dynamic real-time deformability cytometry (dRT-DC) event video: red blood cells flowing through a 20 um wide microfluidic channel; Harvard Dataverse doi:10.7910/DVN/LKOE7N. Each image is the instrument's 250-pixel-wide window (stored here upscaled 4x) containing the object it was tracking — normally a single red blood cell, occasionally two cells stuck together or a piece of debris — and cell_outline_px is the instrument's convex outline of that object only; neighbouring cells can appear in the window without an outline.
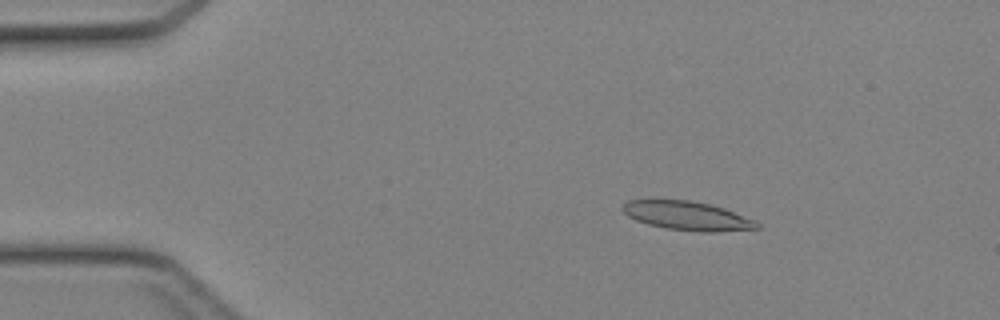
{"species": "Egyptian fruit bat (a non-hibernating species)", "species_latin": "Rousettus aegyptiacus", "temperature_condition": "cold", "stored_images_in_passage": 45, "camera_frame_rate_fps": 3000, "um_per_image_px": 0.085, "animal": {"sex": "female"}, "frame": {"image": 1, "passage_image": 8, "time_ms": 2.333, "image_size_px": [1000, 320], "cell_outline_px": [[760, 228], [716, 232], [700, 232], [664, 228], [648, 224], [636, 220], [628, 216], [620, 208], [628, 200], [648, 196], [692, 200], [724, 208], [756, 220], [760, 224]], "centroid_in_image_um": [58.33, 18.29], "position_along_channel_um": 26.7, "area_um2": 23.58}}
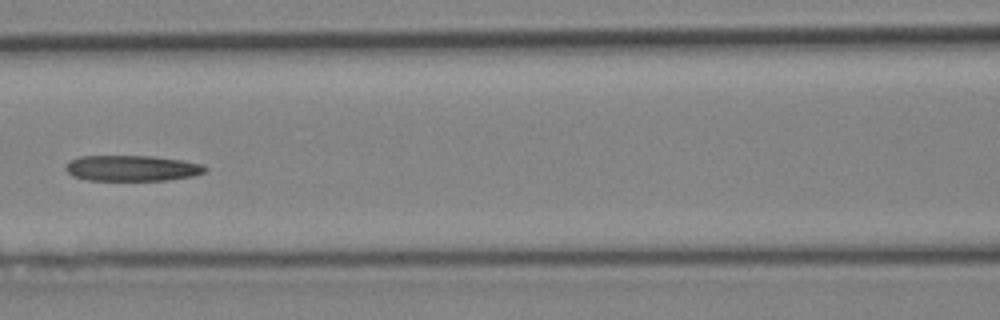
{"frame": {"image": 2, "passage_image": 21, "time_ms": 6.667, "image_size_px": [1000, 320], "cell_outline_px": [[208, 168], [204, 172], [196, 176], [168, 180], [88, 180], [72, 176], [64, 168], [72, 160], [80, 156], [152, 156], [184, 160], [204, 164]], "centroid_in_image_um": [11.29, 14.3], "position_along_channel_um": 155.3, "area_um2": 21.04}}
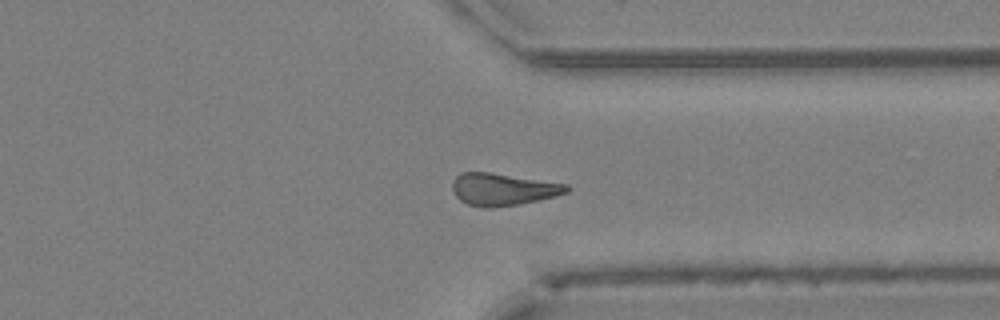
{"frame": {"image": 3, "passage_image": 35, "time_ms": 11.333, "image_size_px": [1000, 320], "cell_outline_px": [[572, 188], [568, 192], [556, 196], [520, 204], [488, 208], [484, 208], [468, 204], [460, 200], [456, 196], [452, 188], [452, 180], [460, 172], [492, 172], [568, 184]], "centroid_in_image_um": [42.76, 16.08], "position_along_channel_um": 368.6, "area_um2": 21.68}}